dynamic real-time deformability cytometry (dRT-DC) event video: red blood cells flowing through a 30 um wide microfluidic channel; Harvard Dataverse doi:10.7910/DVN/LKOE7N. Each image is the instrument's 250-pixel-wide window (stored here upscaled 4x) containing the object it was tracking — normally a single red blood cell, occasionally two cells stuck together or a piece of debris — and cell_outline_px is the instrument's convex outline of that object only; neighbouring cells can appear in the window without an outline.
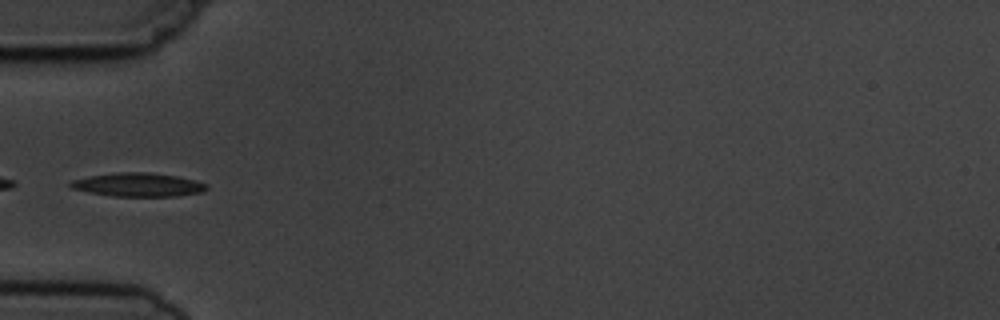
{"species": "common noctule bat (a hibernating species)", "species_latin": "Nyctalus noctula", "temperature_condition": "cold", "stored_images_in_passage": 5, "camera_frame_rate_fps": 3000, "um_per_image_px": 0.085, "animal": {"sex": "male", "body_mass_g": 19.5, "forearm_length_mm": 54.6}, "frame": {"image": 1, "passage_image": 5, "time_ms": 5.333, "image_size_px": [1000, 320], "cell_outline_px": [[208, 188], [200, 192], [180, 196], [112, 196], [88, 192], [72, 188], [68, 184], [72, 180], [88, 176], [116, 172], [148, 172], [176, 176], [196, 180], [208, 184]], "centroid_in_image_um": [11.74, 15.7], "position_along_channel_um": 73.3, "area_um2": 18.79}}